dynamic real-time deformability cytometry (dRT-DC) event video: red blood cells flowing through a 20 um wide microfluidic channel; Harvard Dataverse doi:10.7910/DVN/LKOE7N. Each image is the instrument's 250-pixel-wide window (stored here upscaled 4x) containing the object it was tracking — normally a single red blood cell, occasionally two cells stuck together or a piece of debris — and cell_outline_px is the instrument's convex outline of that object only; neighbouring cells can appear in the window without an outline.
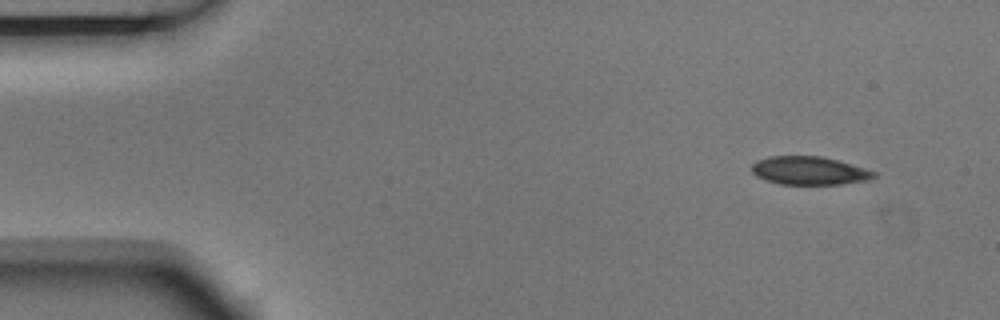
{"species": "Egyptian fruit bat (a non-hibernating species)", "species_latin": "Rousettus aegyptiacus", "temperature_condition": "room temperature", "stored_images_in_passage": 4, "camera_frame_rate_fps": 3000, "um_per_image_px": 0.085, "animal": {"sex": "male"}, "frame": {"image": 1, "passage_image": 1, "time_ms": 0.0, "image_size_px": [1000, 320], "cell_outline_px": [[876, 176], [868, 180], [840, 184], [780, 184], [756, 176], [752, 172], [752, 164], [756, 160], [768, 156], [820, 156], [852, 164], [876, 172]], "centroid_in_image_um": [68.77, 14.5], "position_along_channel_um": 16.2, "area_um2": 20.0}}
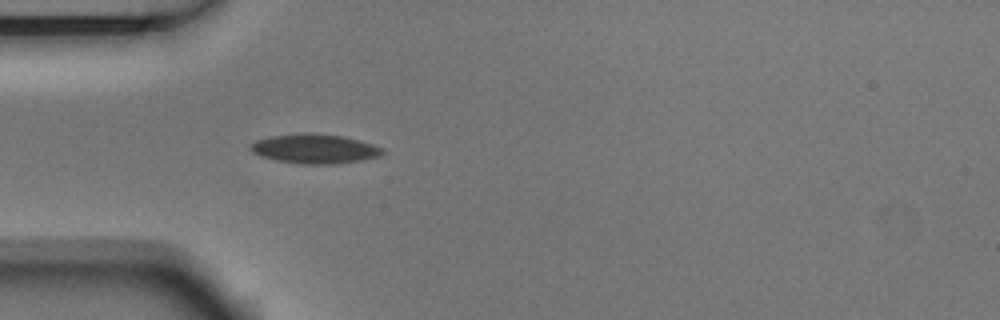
{"frame": {"image": 2, "passage_image": 4, "time_ms": 1.0, "image_size_px": [1000, 320], "cell_outline_px": [[388, 152], [380, 156], [360, 160], [336, 164], [300, 164], [276, 160], [260, 156], [252, 152], [248, 148], [256, 140], [272, 136], [300, 132], [312, 132], [340, 136], [360, 140], [384, 148]], "centroid_in_image_um": [26.77, 12.64], "position_along_channel_um": 58.2, "area_um2": 22.89}}